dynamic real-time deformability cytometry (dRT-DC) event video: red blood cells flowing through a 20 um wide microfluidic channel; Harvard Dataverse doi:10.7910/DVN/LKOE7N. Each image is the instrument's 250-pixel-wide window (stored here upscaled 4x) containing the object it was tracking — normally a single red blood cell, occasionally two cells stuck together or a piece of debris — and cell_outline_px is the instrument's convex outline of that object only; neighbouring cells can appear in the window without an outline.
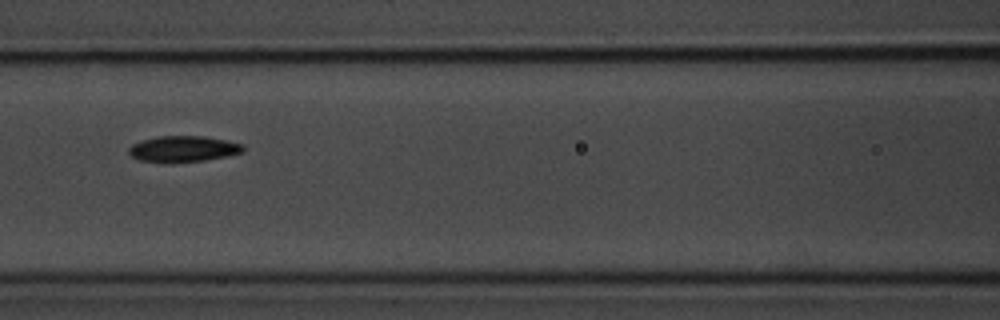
{"species": "common noctule bat (a hibernating species)", "species_latin": "Nyctalus noctula", "temperature_condition": "room temperature", "stored_images_in_passage": 6, "camera_frame_rate_fps": 3000, "um_per_image_px": 0.085, "animal": {"sex": "male", "body_mass_g": 20.1, "forearm_length_mm": 53.5}, "frame": {"image": 1, "passage_image": 6, "time_ms": 5.667, "image_size_px": [1000, 320], "cell_outline_px": [[244, 152], [204, 160], [172, 164], [164, 164], [140, 160], [132, 156], [128, 152], [128, 148], [132, 144], [156, 136], [204, 136], [244, 144]], "centroid_in_image_um": [15.54, 12.68], "position_along_channel_um": 151.1, "area_um2": 17.57}}